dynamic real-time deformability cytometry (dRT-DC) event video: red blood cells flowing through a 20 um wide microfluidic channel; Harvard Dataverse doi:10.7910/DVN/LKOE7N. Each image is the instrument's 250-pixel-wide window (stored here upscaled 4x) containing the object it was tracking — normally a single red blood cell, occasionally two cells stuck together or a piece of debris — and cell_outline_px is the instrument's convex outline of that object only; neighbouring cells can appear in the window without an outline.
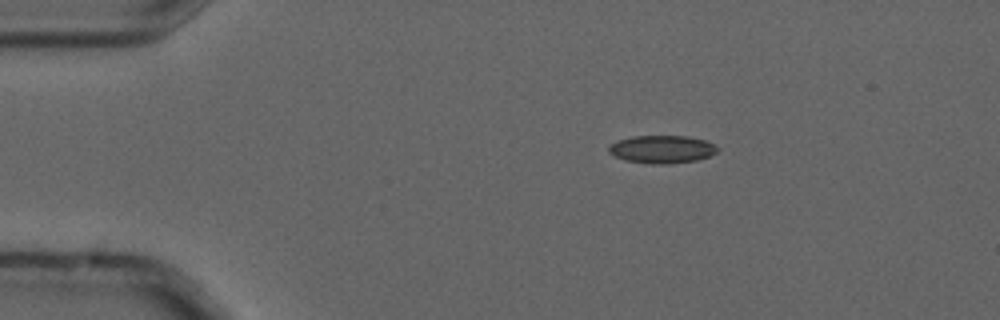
{"species": "common noctule bat (a hibernating species)", "species_latin": "Nyctalus noctula", "temperature_condition": "cold", "stored_images_in_passage": 6, "camera_frame_rate_fps": 3000, "um_per_image_px": 0.085, "animal": {"sex": "male", "forearm_length_mm": 52.5}, "frame": {"image": 1, "passage_image": 1, "time_ms": 0.0, "image_size_px": [1000, 320], "cell_outline_px": [[720, 148], [716, 152], [708, 156], [696, 160], [664, 164], [652, 164], [628, 160], [616, 156], [608, 152], [608, 148], [616, 140], [632, 136], [688, 136], [704, 140], [716, 144]], "centroid_in_image_um": [56.29, 12.67], "position_along_channel_um": 28.7, "area_um2": 17.51}}
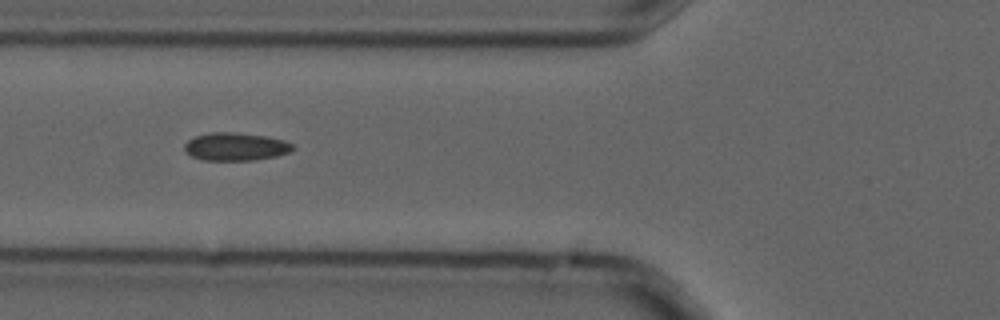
{"frame": {"image": 2, "passage_image": 4, "time_ms": 1.0, "image_size_px": [1000, 320], "cell_outline_px": [[296, 148], [288, 152], [276, 156], [256, 160], [204, 160], [192, 156], [184, 152], [184, 144], [188, 140], [196, 136], [212, 132], [236, 132], [268, 136], [284, 140], [292, 144]], "centroid_in_image_um": [20.03, 12.46], "position_along_channel_um": 105.8, "area_um2": 17.74}}
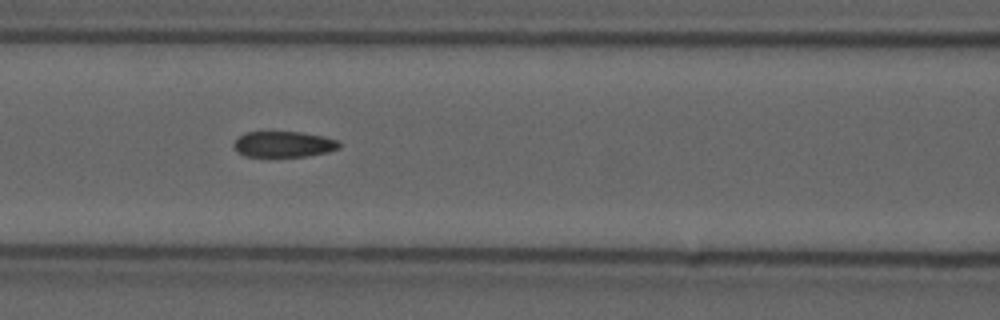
{"frame": {"image": 3, "passage_image": 5, "time_ms": 1.333, "image_size_px": [1000, 320], "cell_outline_px": [[340, 148], [328, 152], [304, 156], [244, 156], [236, 152], [232, 144], [244, 132], [300, 132], [324, 136], [336, 140], [340, 144]], "centroid_in_image_um": [24.08, 12.26], "position_along_channel_um": 142.5, "area_um2": 15.84}}